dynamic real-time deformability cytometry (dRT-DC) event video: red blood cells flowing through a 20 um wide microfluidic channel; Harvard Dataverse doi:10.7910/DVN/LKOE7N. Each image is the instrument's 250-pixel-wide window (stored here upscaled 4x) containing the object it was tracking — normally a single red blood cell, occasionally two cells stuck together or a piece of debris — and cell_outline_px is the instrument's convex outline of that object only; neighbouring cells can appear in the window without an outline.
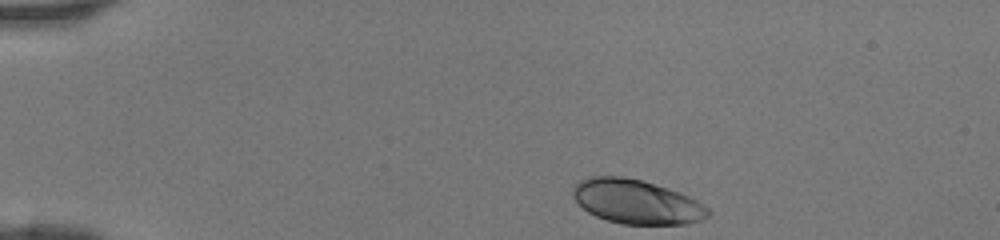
{"species": "human", "species_latin": "Homo sapiens", "temperature_condition": "room temperature", "stored_images_in_passage": 38, "camera_frame_rate_fps": 3000, "um_per_image_px": 0.085, "donor": {"sex": "female"}, "frame": {"image": 1, "passage_image": 1, "time_ms": 0.0, "image_size_px": [1000, 240], "cell_outline_px": [[712, 212], [708, 216], [700, 220], [684, 224], [620, 224], [596, 216], [588, 212], [576, 200], [572, 192], [572, 188], [580, 180], [588, 176], [624, 176], [640, 180], [668, 188], [680, 192], [704, 204]], "centroid_in_image_um": [54.11, 17.14], "position_along_channel_um": 30.9, "area_um2": 34.74}}
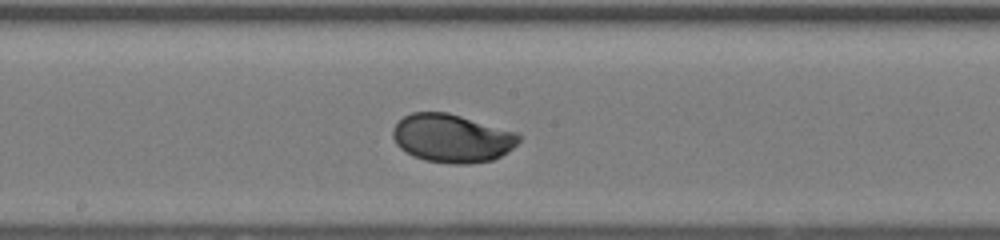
{"frame": {"image": 2, "passage_image": 18, "time_ms": 5.667, "image_size_px": [1000, 240], "cell_outline_px": [[520, 140], [512, 148], [500, 156], [492, 160], [468, 164], [456, 164], [424, 160], [412, 156], [400, 148], [396, 144], [392, 136], [392, 128], [404, 116], [412, 112], [448, 112], [516, 132], [520, 136]], "centroid_in_image_um": [38.39, 11.75], "position_along_channel_um": 209.8, "area_um2": 35.43}}
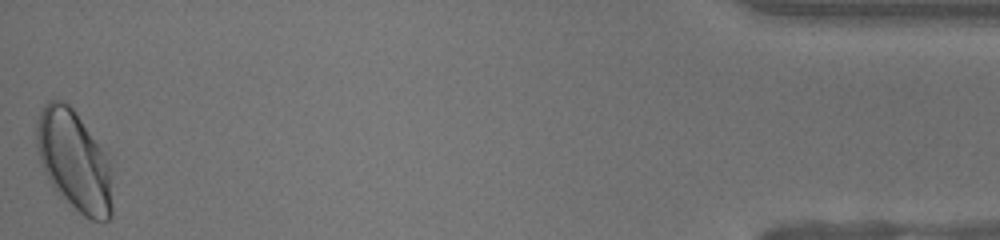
{"frame": {"image": 3, "passage_image": 38, "time_ms": 12.333, "image_size_px": [1000, 240], "cell_outline_px": [[112, 216], [108, 220], [92, 220], [84, 216], [56, 192], [48, 180], [40, 164], [36, 152], [36, 120], [44, 104], [48, 100], [64, 100], [76, 112], [104, 152], [108, 160], [112, 204]], "centroid_in_image_um": [6.25, 13.65], "position_along_channel_um": 428.9, "area_um2": 44.22}}